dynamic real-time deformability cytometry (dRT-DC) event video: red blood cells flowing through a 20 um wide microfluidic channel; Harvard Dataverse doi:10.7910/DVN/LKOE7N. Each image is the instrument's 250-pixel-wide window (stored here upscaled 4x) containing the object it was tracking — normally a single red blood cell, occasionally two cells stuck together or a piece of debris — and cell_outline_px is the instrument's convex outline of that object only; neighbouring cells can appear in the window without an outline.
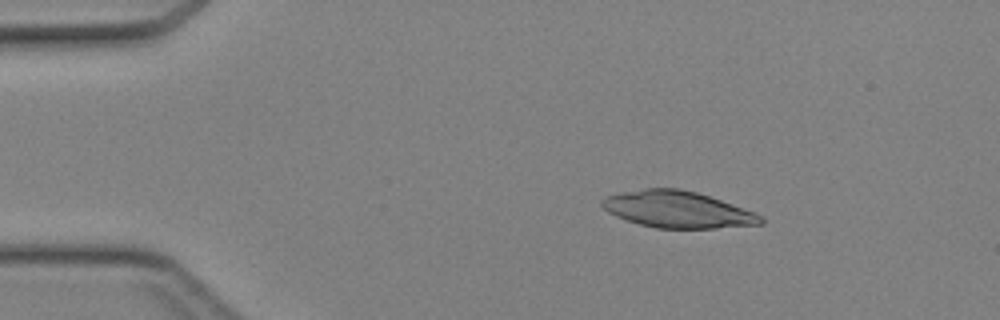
{"species": "Egyptian fruit bat (a non-hibernating species)", "species_latin": "Rousettus aegyptiacus", "temperature_condition": "cold", "stored_images_in_passage": 44, "camera_frame_rate_fps": 3000, "um_per_image_px": 0.085, "animal": {"sex": "female"}, "frame": {"image": 1, "passage_image": 7, "time_ms": 2.0, "image_size_px": [1000, 320], "cell_outline_px": [[764, 224], [716, 228], [656, 228], [640, 224], [616, 216], [608, 212], [600, 204], [600, 200], [608, 196], [620, 192], [644, 188], [680, 188], [696, 192], [720, 200], [752, 212], [760, 216], [764, 220]], "centroid_in_image_um": [57.55, 17.8], "position_along_channel_um": 27.5, "area_um2": 33.52}}
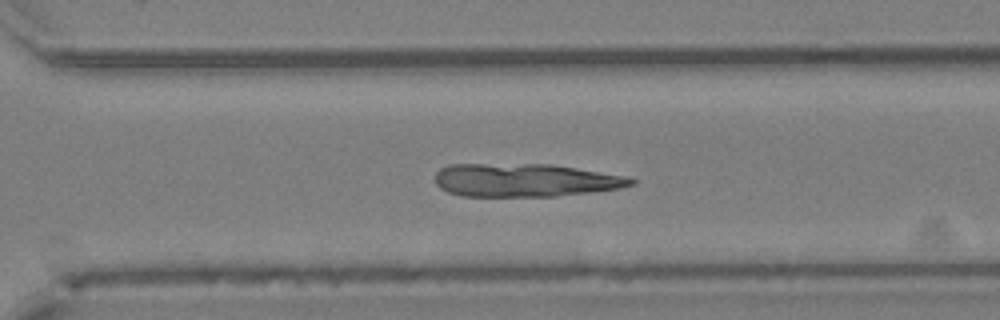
{"frame": {"image": 2, "passage_image": 31, "time_ms": 10.0, "image_size_px": [1000, 320], "cell_outline_px": [[636, 184], [620, 188], [592, 192], [556, 196], [460, 196], [448, 192], [440, 188], [436, 184], [436, 172], [440, 168], [452, 164], [552, 164], [624, 176], [636, 180]], "centroid_in_image_um": [44.61, 15.32], "position_along_channel_um": 326.0, "area_um2": 37.86}}
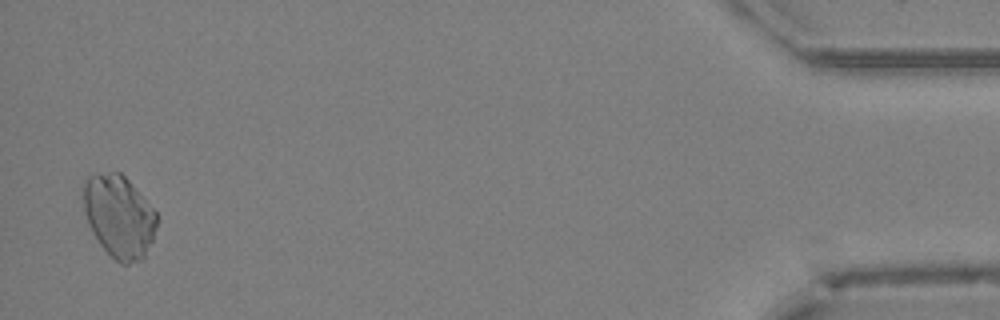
{"frame": {"image": 3, "passage_image": 43, "time_ms": 14.0, "image_size_px": [1000, 320], "cell_outline_px": [[156, 224], [152, 240], [144, 260], [128, 264], [120, 264], [100, 244], [92, 232], [88, 224], [84, 208], [84, 180], [88, 176], [96, 172], [120, 172], [128, 180], [156, 212]], "centroid_in_image_um": [10.11, 18.4], "position_along_channel_um": 425.1, "area_um2": 35.14}}